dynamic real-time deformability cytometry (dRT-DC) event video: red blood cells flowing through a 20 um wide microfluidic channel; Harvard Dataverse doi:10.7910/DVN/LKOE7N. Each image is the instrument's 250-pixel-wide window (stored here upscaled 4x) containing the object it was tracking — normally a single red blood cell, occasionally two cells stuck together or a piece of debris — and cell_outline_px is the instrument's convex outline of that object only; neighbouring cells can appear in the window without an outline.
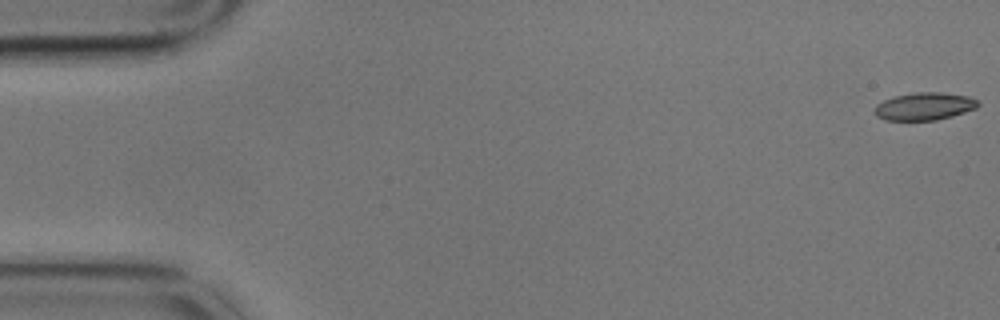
{"species": "common noctule bat (a hibernating species)", "species_latin": "Nyctalus noctula", "temperature_condition": "cold", "stored_images_in_passage": 7, "camera_frame_rate_fps": 3000, "um_per_image_px": 0.085, "animal": {"sex": "male", "body_mass_g": 17.9}, "frame": {"image": 1, "passage_image": 1, "time_ms": 0.0, "image_size_px": [1000, 320], "cell_outline_px": [[980, 104], [976, 108], [952, 116], [936, 120], [884, 120], [876, 116], [872, 112], [872, 108], [876, 104], [892, 96], [916, 92], [940, 92], [968, 96], [976, 100]], "centroid_in_image_um": [78.5, 9.04], "position_along_channel_um": 6.5, "area_um2": 16.82}}